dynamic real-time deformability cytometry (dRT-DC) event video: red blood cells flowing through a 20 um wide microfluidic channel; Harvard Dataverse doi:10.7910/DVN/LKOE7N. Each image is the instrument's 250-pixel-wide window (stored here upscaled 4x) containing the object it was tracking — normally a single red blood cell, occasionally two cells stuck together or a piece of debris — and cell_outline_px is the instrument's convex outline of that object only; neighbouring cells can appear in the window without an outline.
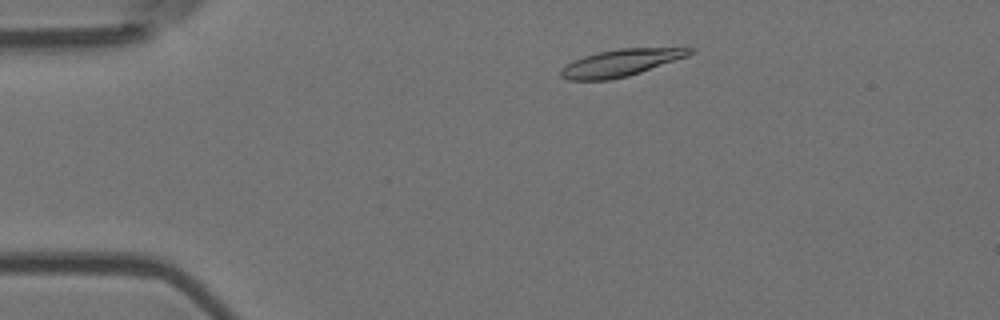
{"species": "Egyptian fruit bat (a non-hibernating species)", "species_latin": "Rousettus aegyptiacus", "temperature_condition": "room temperature", "stored_images_in_passage": 3, "camera_frame_rate_fps": 3000, "um_per_image_px": 0.085, "animal": {"sex": "female"}, "frame": {"image": 1, "passage_image": 1, "time_ms": 0.0, "image_size_px": [1000, 320], "cell_outline_px": [[696, 52], [688, 56], [628, 76], [608, 80], [568, 80], [560, 76], [560, 68], [584, 56], [600, 52], [620, 48], [696, 48]], "centroid_in_image_um": [52.78, 5.34], "position_along_channel_um": 32.2, "area_um2": 20.06}}
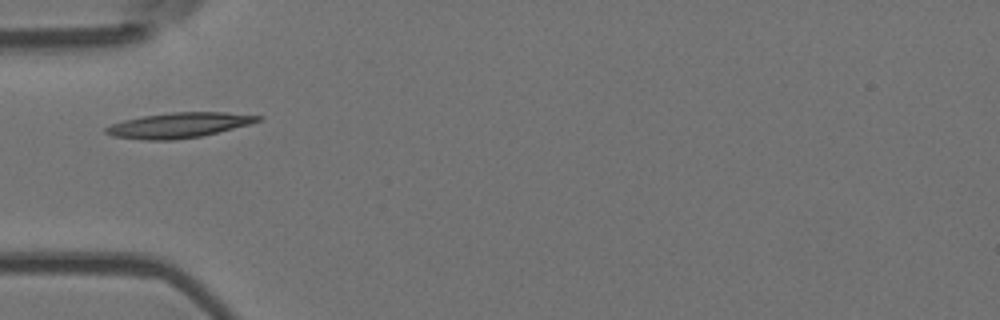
{"frame": {"image": 2, "passage_image": 3, "time_ms": 0.667, "image_size_px": [1000, 320], "cell_outline_px": [[264, 120], [200, 136], [172, 140], [144, 140], [112, 136], [104, 132], [104, 128], [112, 124], [124, 120], [144, 116], [172, 112], [224, 112], [264, 116]], "centroid_in_image_um": [15.19, 10.64], "position_along_channel_um": 69.8, "area_um2": 22.08}}